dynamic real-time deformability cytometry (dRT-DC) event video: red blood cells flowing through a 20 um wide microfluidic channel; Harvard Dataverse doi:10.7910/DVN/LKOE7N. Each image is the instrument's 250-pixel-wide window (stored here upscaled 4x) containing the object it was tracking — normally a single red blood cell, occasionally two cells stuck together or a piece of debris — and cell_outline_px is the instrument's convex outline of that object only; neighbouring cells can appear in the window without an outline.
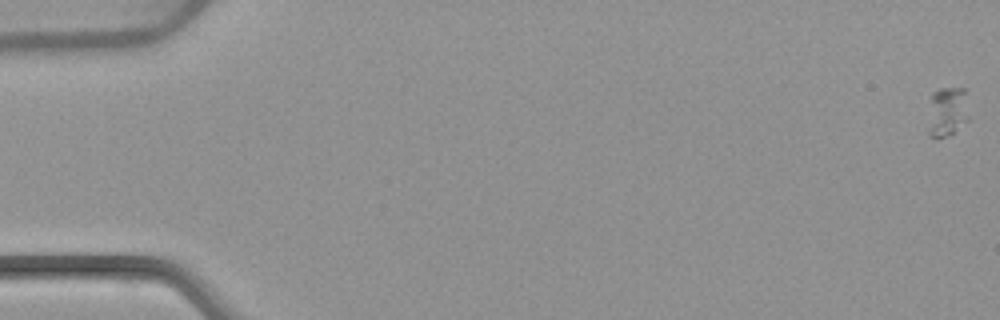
{"species": "common noctule bat (a hibernating species)", "species_latin": "Nyctalus noctula", "temperature_condition": "warm", "stored_images_in_passage": 7, "camera_frame_rate_fps": 3000, "um_per_image_px": 0.085, "animal": {"sex": "female", "body_mass_g": 22.7, "forearm_length_mm": 54.2}, "frame": {"image": 1, "passage_image": 1, "time_ms": 0.0, "image_size_px": [1000, 320], "cell_outline_px": [[968, 120], [948, 136], [932, 136], [928, 132], [928, 128], [932, 92], [940, 88], [964, 88], [968, 116]], "centroid_in_image_um": [80.52, 9.46], "position_along_channel_um": 4.5, "area_um2": 11.5}}
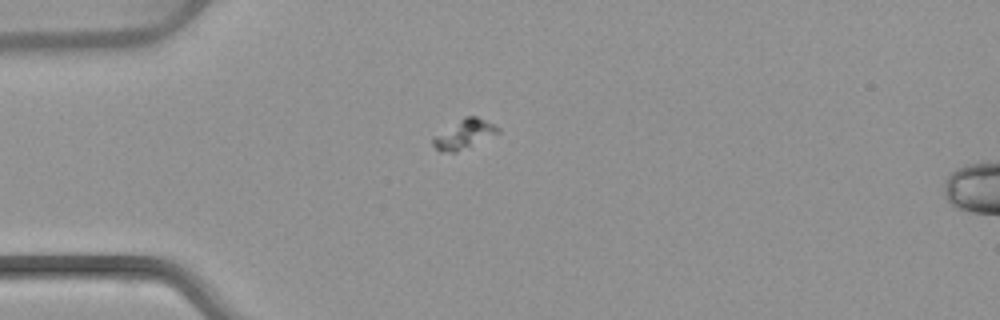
{"frame": {"image": 2, "passage_image": 5, "time_ms": 5.0, "image_size_px": [1000, 320], "cell_outline_px": [[500, 132], [456, 152], [440, 152], [432, 144], [432, 140], [436, 136], [464, 116], [476, 116], [500, 128]], "centroid_in_image_um": [39.46, 11.41], "position_along_channel_um": 45.5, "area_um2": 10.58}}
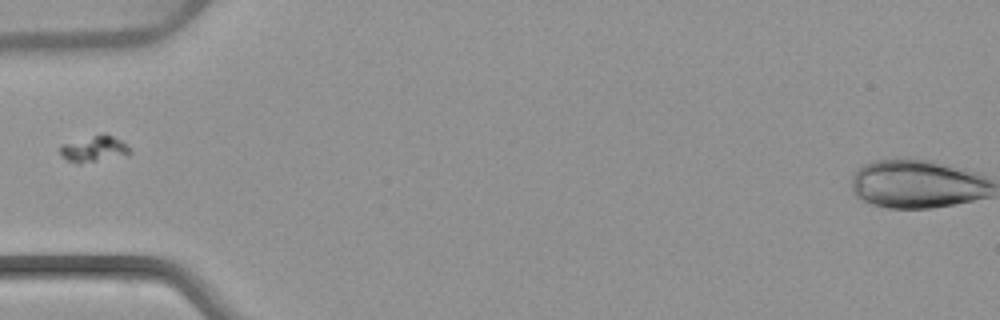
{"frame": {"image": 3, "passage_image": 6, "time_ms": 6.333, "image_size_px": [1000, 320], "cell_outline_px": [[132, 152], [128, 156], [80, 164], [76, 164], [60, 156], [60, 144], [104, 132], [120, 140]], "centroid_in_image_um": [7.98, 12.67], "position_along_channel_um": 77.0, "area_um2": 10.92}}